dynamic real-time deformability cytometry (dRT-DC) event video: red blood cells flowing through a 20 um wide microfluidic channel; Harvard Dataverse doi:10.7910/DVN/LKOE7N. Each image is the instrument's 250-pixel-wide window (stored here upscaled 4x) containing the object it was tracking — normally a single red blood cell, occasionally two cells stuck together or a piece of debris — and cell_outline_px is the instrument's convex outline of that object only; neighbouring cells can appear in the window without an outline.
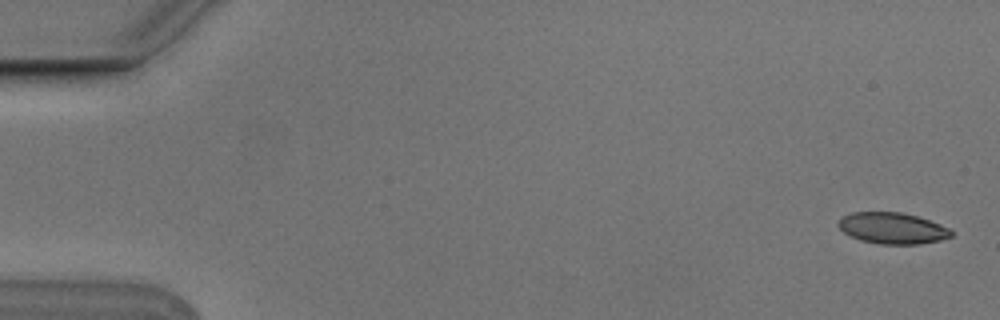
{"species": "Egyptian fruit bat (a non-hibernating species)", "species_latin": "Rousettus aegyptiacus", "temperature_condition": "cold", "stored_images_in_passage": 5, "camera_frame_rate_fps": 3000, "um_per_image_px": 0.085, "animal": {"sex": "male"}, "frame": {"image": 1, "passage_image": 1, "time_ms": 0.0, "image_size_px": [1000, 320], "cell_outline_px": [[952, 236], [940, 240], [920, 244], [880, 244], [860, 240], [844, 232], [836, 224], [840, 216], [852, 212], [900, 212], [916, 216], [940, 224], [948, 228], [952, 232]], "centroid_in_image_um": [75.81, 19.39], "position_along_channel_um": 9.2, "area_um2": 20.52}}